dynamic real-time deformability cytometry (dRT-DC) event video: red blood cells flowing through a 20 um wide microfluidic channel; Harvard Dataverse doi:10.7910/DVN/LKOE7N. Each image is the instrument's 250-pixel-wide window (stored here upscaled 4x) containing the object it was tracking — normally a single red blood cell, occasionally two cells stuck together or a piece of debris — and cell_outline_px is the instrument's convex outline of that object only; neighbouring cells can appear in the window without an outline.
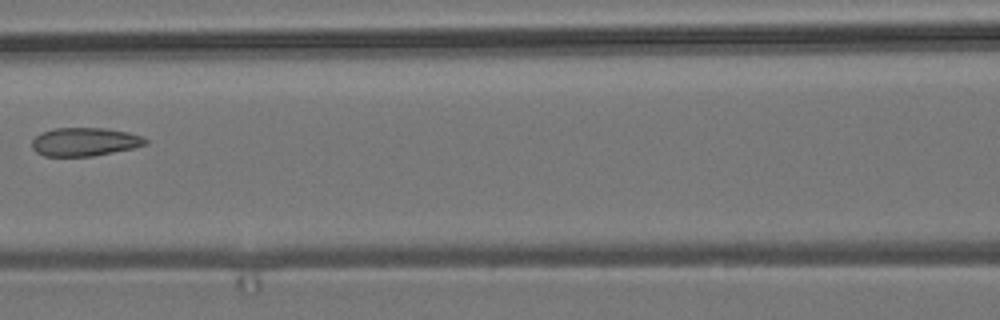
{"species": "common noctule bat (a hibernating species)", "species_latin": "Nyctalus noctula", "temperature_condition": "room temperature", "stored_images_in_passage": 4, "camera_frame_rate_fps": 3000, "um_per_image_px": 0.085, "animal": {"sex": "male", "body_mass_g": 19.2, "forearm_length_mm": 51.8}, "frame": {"image": 1, "passage_image": 4, "time_ms": 1.0, "image_size_px": [1000, 320], "cell_outline_px": [[148, 144], [132, 148], [92, 156], [44, 156], [36, 152], [32, 148], [32, 140], [40, 132], [52, 128], [104, 128], [128, 132], [140, 136], [148, 140]], "centroid_in_image_um": [7.16, 12.05], "position_along_channel_um": 159.4, "area_um2": 18.79}}